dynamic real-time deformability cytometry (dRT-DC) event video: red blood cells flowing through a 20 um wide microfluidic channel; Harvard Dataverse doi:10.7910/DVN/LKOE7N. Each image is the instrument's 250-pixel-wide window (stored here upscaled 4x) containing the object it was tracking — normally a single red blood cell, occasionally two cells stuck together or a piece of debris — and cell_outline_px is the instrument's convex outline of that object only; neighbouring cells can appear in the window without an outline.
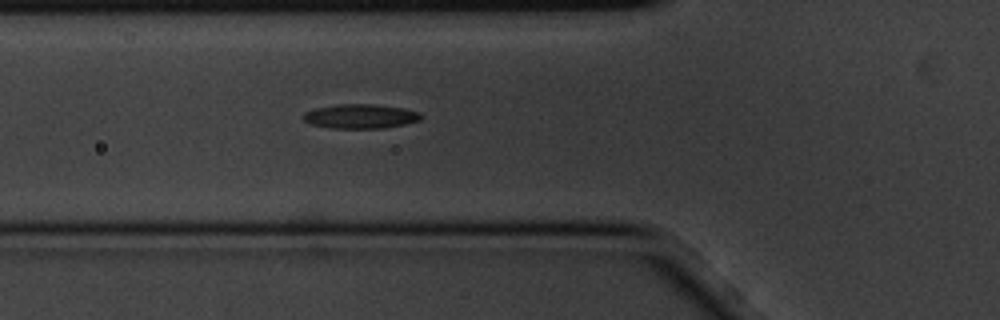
{"species": "common noctule bat (a hibernating species)", "species_latin": "Nyctalus noctula", "temperature_condition": "cold", "stored_images_in_passage": 3, "segment_of_instrument_passage": [1, 2], "camera_frame_rate_fps": 3000, "um_per_image_px": 0.085, "animal": {"sex": "male", "body_mass_g": 20.1, "forearm_length_mm": 53.5}, "frame": {"image": 1, "passage_image": 2, "time_ms": 0.333, "image_size_px": [1000, 320], "cell_outline_px": [[420, 120], [404, 124], [384, 128], [332, 128], [312, 124], [304, 120], [304, 112], [316, 108], [336, 104], [376, 104], [404, 108], [420, 112]], "centroid_in_image_um": [30.65, 9.87], "position_along_channel_um": 95.2, "area_um2": 16.59}}